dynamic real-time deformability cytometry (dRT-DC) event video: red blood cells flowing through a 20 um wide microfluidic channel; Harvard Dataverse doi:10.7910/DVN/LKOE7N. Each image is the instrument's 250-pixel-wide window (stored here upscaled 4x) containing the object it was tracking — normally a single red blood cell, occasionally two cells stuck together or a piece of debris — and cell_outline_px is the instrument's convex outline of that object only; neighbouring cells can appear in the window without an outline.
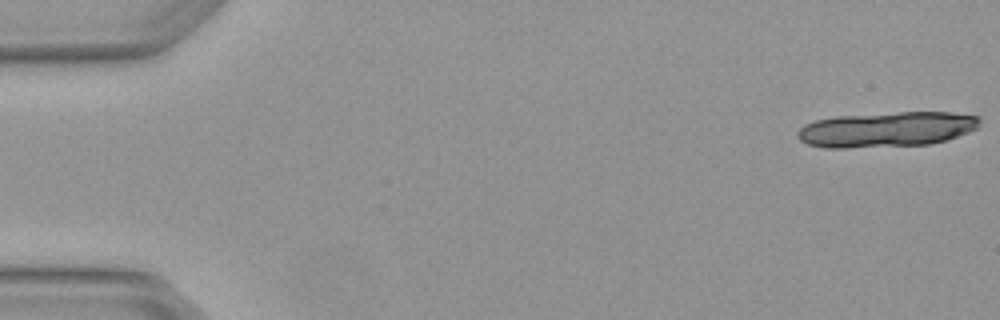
{"species": "Egyptian fruit bat (a non-hibernating species)", "species_latin": "Rousettus aegyptiacus", "temperature_condition": "warm", "stored_images_in_passage": 3, "segment_of_instrument_passage": [2, 2], "camera_frame_rate_fps": 3000, "um_per_image_px": 0.085, "animal": {"sex": "female"}, "frame": {"image": 1, "passage_image": 3, "time_ms": 0.667, "image_size_px": [1000, 320], "cell_outline_px": [[980, 120], [976, 128], [968, 132], [944, 140], [928, 144], [848, 148], [824, 148], [808, 144], [800, 140], [796, 136], [796, 132], [804, 124], [816, 120], [836, 116], [900, 112], [952, 112], [980, 116]], "centroid_in_image_um": [75.32, 10.99], "position_along_channel_um": 9.7, "area_um2": 37.34}}